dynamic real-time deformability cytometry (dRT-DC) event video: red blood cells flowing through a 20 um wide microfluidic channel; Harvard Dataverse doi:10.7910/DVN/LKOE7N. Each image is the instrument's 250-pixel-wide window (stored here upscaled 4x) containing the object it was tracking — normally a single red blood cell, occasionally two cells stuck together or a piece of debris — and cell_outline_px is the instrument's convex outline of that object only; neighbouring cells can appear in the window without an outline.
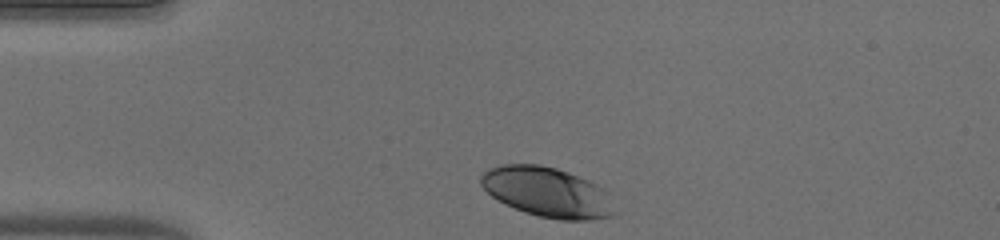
{"species": "human", "species_latin": "Homo sapiens", "temperature_condition": "warm", "stored_images_in_passage": 32, "camera_frame_rate_fps": 3000, "um_per_image_px": 0.085, "donor": {"sex": "male"}, "frame": {"image": 1, "passage_image": 1, "time_ms": 0.0, "image_size_px": [1000, 240], "cell_outline_px": [[612, 216], [592, 220], [560, 220], [540, 216], [524, 212], [504, 204], [492, 196], [480, 184], [480, 176], [488, 168], [504, 164], [540, 164], [556, 168], [568, 172], [588, 180], [604, 188], [608, 192], [612, 212]], "centroid_in_image_um": [46.48, 16.32], "position_along_channel_um": 38.5, "area_um2": 38.73}}
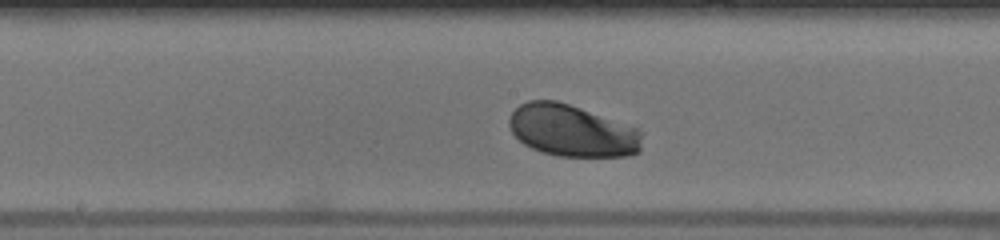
{"frame": {"image": 2, "passage_image": 16, "time_ms": 5.0, "image_size_px": [1000, 240], "cell_outline_px": [[644, 132], [640, 152], [628, 156], [556, 156], [540, 152], [524, 144], [512, 132], [508, 124], [508, 120], [512, 112], [520, 104], [528, 100], [556, 100], [580, 108], [636, 128]], "centroid_in_image_um": [48.63, 11.12], "position_along_channel_um": 199.6, "area_um2": 40.17}}
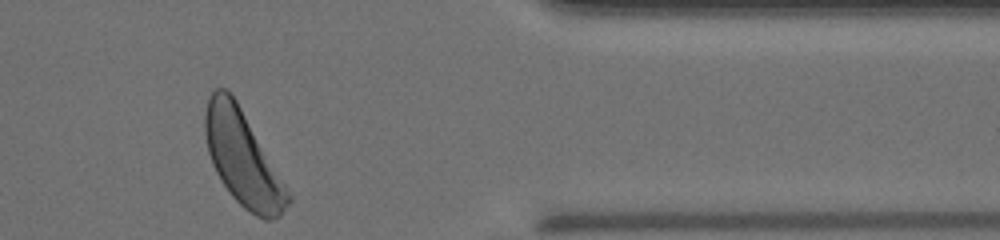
{"frame": {"image": 3, "passage_image": 32, "time_ms": 10.333, "image_size_px": [1000, 240], "cell_outline_px": [[292, 200], [280, 216], [272, 220], [264, 220], [256, 216], [244, 208], [232, 196], [216, 172], [212, 164], [208, 152], [204, 132], [204, 112], [208, 96], [216, 88], [224, 88], [236, 100], [292, 196]], "centroid_in_image_um": [20.62, 13.47], "position_along_channel_um": 390.8, "area_um2": 45.2}, "authors_computed_cell_mechanics": {"area_um2": 40.1132, "velocity_mm_per_s": 3.9694, "shape_relaxation_time_tau1_ms": 1.4037, "shape_relaxation_time_tau2_ms": null, "deformation_change_tau1": 0.106, "deformation_change_tau2": null}}